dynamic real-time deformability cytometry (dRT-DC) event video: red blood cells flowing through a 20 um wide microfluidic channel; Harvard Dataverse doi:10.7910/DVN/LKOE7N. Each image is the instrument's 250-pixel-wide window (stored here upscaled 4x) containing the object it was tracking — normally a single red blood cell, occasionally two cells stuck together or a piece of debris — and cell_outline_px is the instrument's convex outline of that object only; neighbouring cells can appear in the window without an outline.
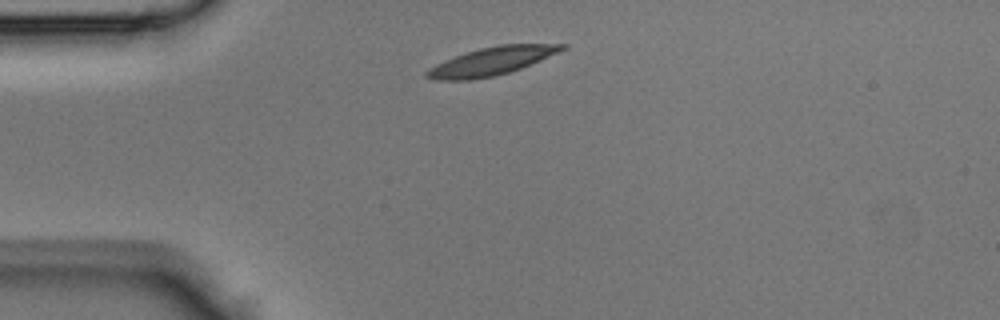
{"species": "Egyptian fruit bat (a non-hibernating species)", "species_latin": "Rousettus aegyptiacus", "temperature_condition": "room temperature", "stored_images_in_passage": 34, "camera_frame_rate_fps": 3000, "um_per_image_px": 0.085, "animal": {"sex": "male"}, "frame": {"image": 1, "passage_image": 1, "time_ms": 0.0, "image_size_px": [1000, 320], "cell_outline_px": [[568, 48], [540, 60], [520, 68], [508, 72], [492, 76], [468, 80], [436, 80], [424, 76], [424, 72], [428, 68], [436, 64], [456, 56], [480, 48], [500, 44], [568, 44]], "centroid_in_image_um": [41.78, 5.2], "position_along_channel_um": 43.2, "area_um2": 21.79}}
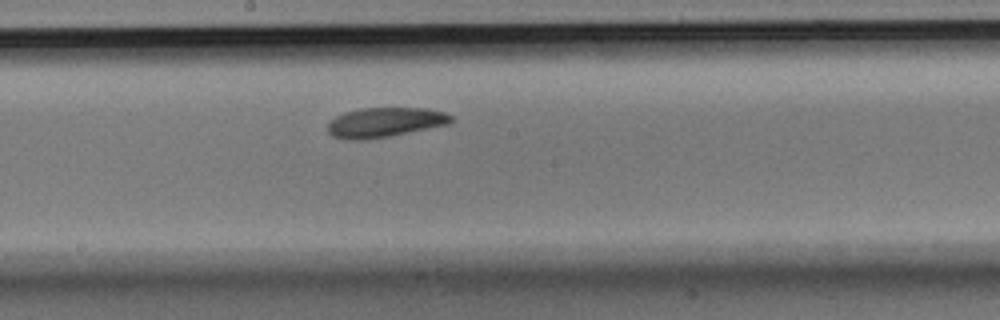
{"frame": {"image": 2, "passage_image": 14, "time_ms": 4.333, "image_size_px": [1000, 320], "cell_outline_px": [[452, 120], [448, 124], [388, 136], [364, 140], [348, 140], [332, 136], [328, 132], [328, 124], [336, 116], [344, 112], [360, 108], [428, 108], [444, 112], [452, 116]], "centroid_in_image_um": [32.68, 10.39], "position_along_channel_um": 215.5, "area_um2": 21.21}}
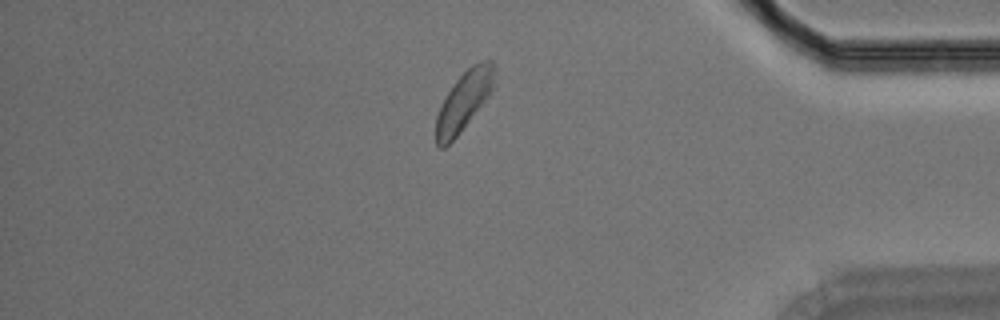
{"frame": {"image": 3, "passage_image": 28, "time_ms": 9.0, "image_size_px": [1000, 320], "cell_outline_px": [[496, 84], [488, 96], [460, 132], [444, 148], [440, 148], [436, 144], [436, 116], [448, 92], [456, 80], [472, 64], [480, 60], [492, 60], [496, 64]], "centroid_in_image_um": [39.48, 8.52], "position_along_channel_um": 395.7, "area_um2": 20.06}}